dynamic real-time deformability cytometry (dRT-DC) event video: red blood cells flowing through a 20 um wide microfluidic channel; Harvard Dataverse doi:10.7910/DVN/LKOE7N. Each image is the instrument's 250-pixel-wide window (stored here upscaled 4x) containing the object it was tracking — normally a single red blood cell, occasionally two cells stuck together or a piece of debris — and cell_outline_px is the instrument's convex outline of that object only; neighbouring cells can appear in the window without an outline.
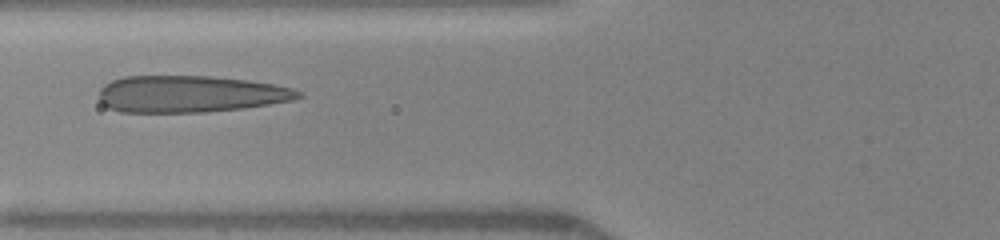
{"species": "human", "species_latin": "Homo sapiens", "temperature_condition": "warm", "stored_images_in_passage": 27, "camera_frame_rate_fps": 3000, "um_per_image_px": 0.085, "donor": {"sex": "female"}, "frame": {"image": 1, "passage_image": 3, "time_ms": 1.0, "image_size_px": [1000, 240], "cell_outline_px": [[304, 96], [292, 100], [244, 108], [204, 112], [120, 112], [108, 108], [100, 100], [100, 88], [104, 84], [112, 80], [124, 76], [212, 76], [248, 80], [272, 84], [292, 88], [304, 92]], "centroid_in_image_um": [16.17, 7.99], "position_along_channel_um": 109.6, "area_um2": 42.83}}
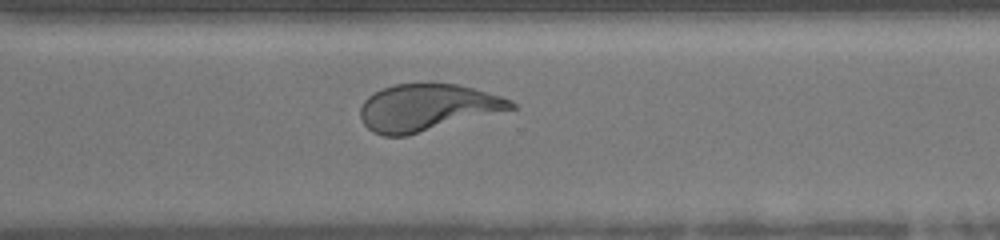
{"frame": {"image": 2, "passage_image": 17, "time_ms": 6.333, "image_size_px": [1000, 240], "cell_outline_px": [[516, 108], [408, 136], [384, 136], [372, 132], [364, 124], [360, 116], [360, 108], [364, 100], [368, 96], [392, 84], [456, 84], [472, 88], [500, 96], [512, 100], [516, 104]], "centroid_in_image_um": [36.29, 9.16], "position_along_channel_um": 334.3, "area_um2": 40.98}}
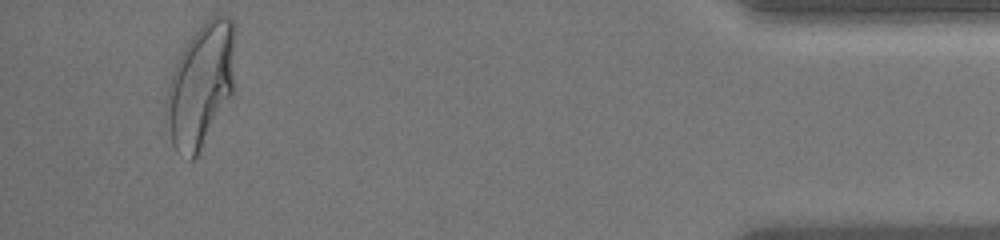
{"frame": {"image": 3, "passage_image": 26, "time_ms": 9.667, "image_size_px": [1000, 240], "cell_outline_px": [[236, 92], [196, 156], [192, 160], [188, 160], [176, 152], [172, 144], [164, 112], [168, 84], [176, 64], [184, 48], [192, 36], [212, 16], [232, 16], [236, 24]], "centroid_in_image_um": [17.15, 7.25], "position_along_channel_um": 418.1, "area_um2": 50.81}, "authors_computed_cell_mechanics": {"area_um2": 42.194, "velocity_mm_per_s": 4.2188, "shape_relaxation_time_tau1_ms": 4.1001, "shape_relaxation_time_tau2_ms": null, "deformation_change_tau1": 0.205, "deformation_change_tau2": null}}